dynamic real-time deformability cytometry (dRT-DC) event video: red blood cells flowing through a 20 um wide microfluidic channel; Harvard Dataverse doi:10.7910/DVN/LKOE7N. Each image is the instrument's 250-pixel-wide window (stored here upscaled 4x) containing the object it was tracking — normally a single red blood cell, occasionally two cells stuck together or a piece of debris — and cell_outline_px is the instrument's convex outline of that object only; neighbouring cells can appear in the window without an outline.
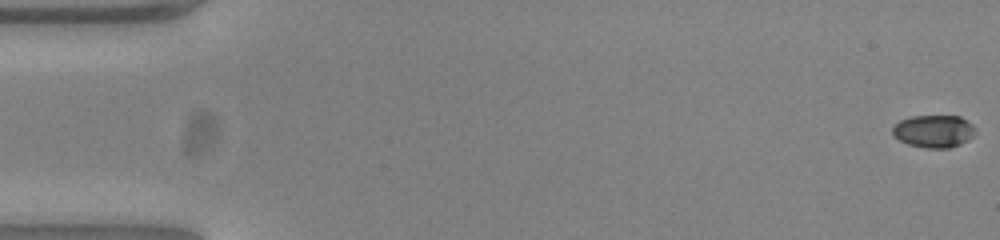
{"species": "common noctule bat (a hibernating species)", "species_latin": "Nyctalus noctula", "temperature_condition": "warm", "stored_images_in_passage": 54, "camera_frame_rate_fps": 3000, "um_per_image_px": 0.085, "animal": {"sex": "female", "body_mass_g": 23.0, "forearm_length_mm": 53.4}, "frame": {"image": 1, "passage_image": 1, "time_ms": 0.0, "image_size_px": [1000, 240], "cell_outline_px": [[976, 128], [972, 136], [968, 140], [960, 144], [948, 148], [924, 148], [908, 144], [900, 140], [892, 132], [892, 128], [900, 120], [912, 116], [960, 116], [968, 120]], "centroid_in_image_um": [79.39, 11.15], "position_along_channel_um": 5.6, "area_um2": 15.66}}
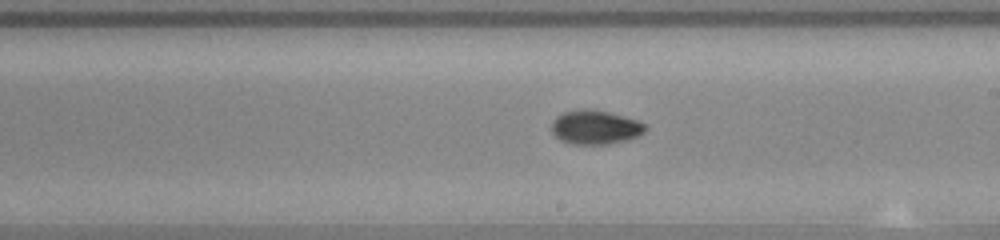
{"frame": {"image": 2, "passage_image": 31, "time_ms": 10.0, "image_size_px": [1000, 240], "cell_outline_px": [[648, 128], [640, 136], [628, 140], [608, 144], [572, 144], [560, 140], [552, 132], [552, 120], [556, 116], [564, 112], [584, 108], [592, 108], [608, 112], [636, 120], [644, 124]], "centroid_in_image_um": [50.6, 10.82], "position_along_channel_um": 238.4, "area_um2": 18.73}}
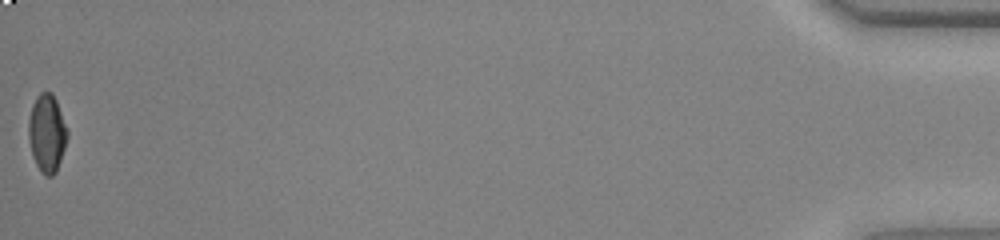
{"frame": {"image": 3, "passage_image": 54, "time_ms": 17.667, "image_size_px": [1000, 240], "cell_outline_px": [[68, 136], [56, 172], [52, 176], [44, 176], [40, 172], [32, 156], [28, 136], [28, 120], [32, 104], [36, 96], [40, 92], [52, 92], [56, 100], [68, 132]], "centroid_in_image_um": [3.97, 11.32], "position_along_channel_um": 431.2, "area_um2": 17.63}, "authors_computed_cell_mechanics": {"area_um2": 17.5134, "velocity_mm_per_s": 3.8636, "shape_relaxation_time_tau1_ms": 5.277, "shape_relaxation_time_tau2_ms": 3.0244, "deformation_change_tau1": 0.166, "deformation_change_tau2": 0.0623}}